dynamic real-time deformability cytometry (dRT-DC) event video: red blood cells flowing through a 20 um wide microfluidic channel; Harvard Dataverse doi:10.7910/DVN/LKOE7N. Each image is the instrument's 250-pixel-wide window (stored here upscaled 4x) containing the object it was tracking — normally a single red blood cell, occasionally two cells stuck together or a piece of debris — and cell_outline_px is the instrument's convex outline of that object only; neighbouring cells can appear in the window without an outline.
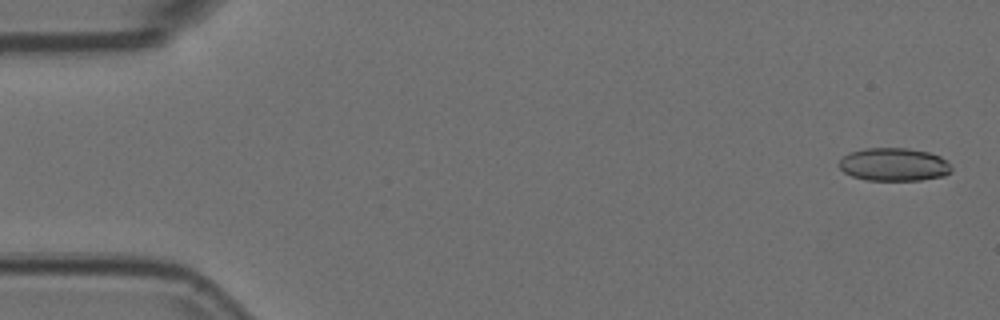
{"species": "Egyptian fruit bat (a non-hibernating species)", "species_latin": "Rousettus aegyptiacus", "temperature_condition": "room temperature", "stored_images_in_passage": 54, "camera_frame_rate_fps": 3000, "um_per_image_px": 0.085, "animal": {"sex": "female"}, "frame": {"image": 1, "passage_image": 2, "time_ms": 0.333, "image_size_px": [1000, 320], "cell_outline_px": [[952, 172], [944, 176], [920, 180], [868, 180], [852, 176], [844, 172], [840, 168], [840, 160], [848, 152], [864, 148], [908, 148], [928, 152], [940, 156], [952, 168]], "centroid_in_image_um": [75.98, 13.98], "position_along_channel_um": 9.0, "area_um2": 21.62}}
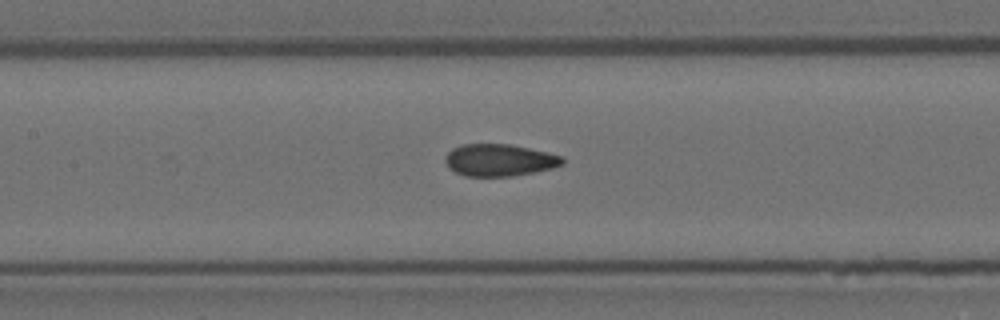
{"frame": {"image": 2, "passage_image": 25, "time_ms": 8.0, "image_size_px": [1000, 320], "cell_outline_px": [[564, 164], [552, 168], [512, 176], [464, 176], [448, 168], [444, 160], [444, 156], [452, 148], [460, 144], [508, 144], [548, 152], [564, 156]], "centroid_in_image_um": [42.42, 13.6], "position_along_channel_um": 165.0, "area_um2": 22.02}}
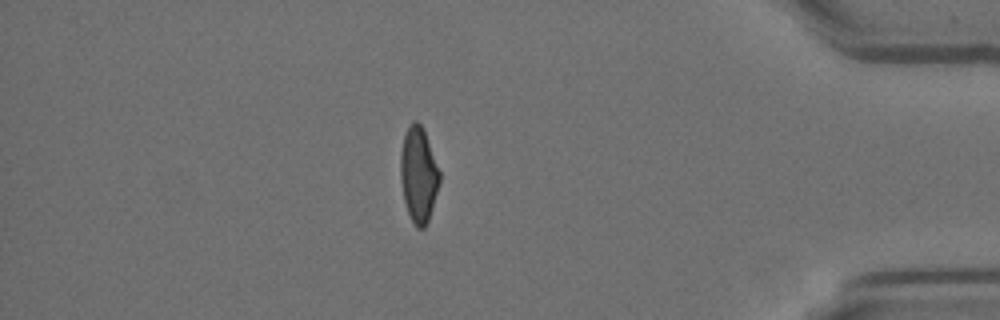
{"frame": {"image": 3, "passage_image": 47, "time_ms": 15.333, "image_size_px": [1000, 320], "cell_outline_px": [[440, 180], [428, 220], [424, 228], [416, 228], [408, 212], [404, 200], [400, 180], [400, 152], [404, 136], [412, 120], [416, 120], [424, 128], [440, 172]], "centroid_in_image_um": [35.56, 14.81], "position_along_channel_um": 399.6, "area_um2": 21.62}, "authors_computed_cell_mechanics": {"area_um2": 22.1374, "velocity_mm_per_s": 3.7437, "shape_relaxation_time_tau1_ms": null, "shape_relaxation_time_tau2_ms": 1.3154, "deformation_change_tau1": null, "deformation_change_tau2": 0.0768}}